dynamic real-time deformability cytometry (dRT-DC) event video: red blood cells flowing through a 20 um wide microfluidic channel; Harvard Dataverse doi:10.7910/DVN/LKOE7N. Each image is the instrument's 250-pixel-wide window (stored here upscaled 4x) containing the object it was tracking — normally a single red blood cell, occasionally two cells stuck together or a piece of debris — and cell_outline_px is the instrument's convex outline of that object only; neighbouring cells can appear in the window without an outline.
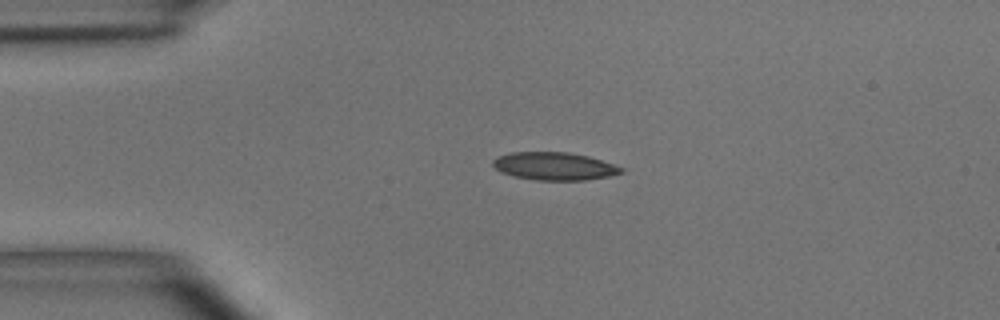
{"species": "common noctule bat (a hibernating species)", "species_latin": "Nyctalus noctula", "temperature_condition": "room temperature", "stored_images_in_passage": 5, "camera_frame_rate_fps": 3000, "um_per_image_px": 0.085, "animal": {"sex": "male", "body_mass_g": 15.6}, "frame": {"image": 1, "passage_image": 4, "time_ms": 3.667, "image_size_px": [1000, 320], "cell_outline_px": [[624, 172], [608, 176], [584, 180], [536, 180], [512, 176], [500, 172], [492, 164], [492, 160], [496, 156], [512, 152], [568, 152], [588, 156], [624, 168]], "centroid_in_image_um": [47.07, 14.12], "position_along_channel_um": 37.9, "area_um2": 20.81}}